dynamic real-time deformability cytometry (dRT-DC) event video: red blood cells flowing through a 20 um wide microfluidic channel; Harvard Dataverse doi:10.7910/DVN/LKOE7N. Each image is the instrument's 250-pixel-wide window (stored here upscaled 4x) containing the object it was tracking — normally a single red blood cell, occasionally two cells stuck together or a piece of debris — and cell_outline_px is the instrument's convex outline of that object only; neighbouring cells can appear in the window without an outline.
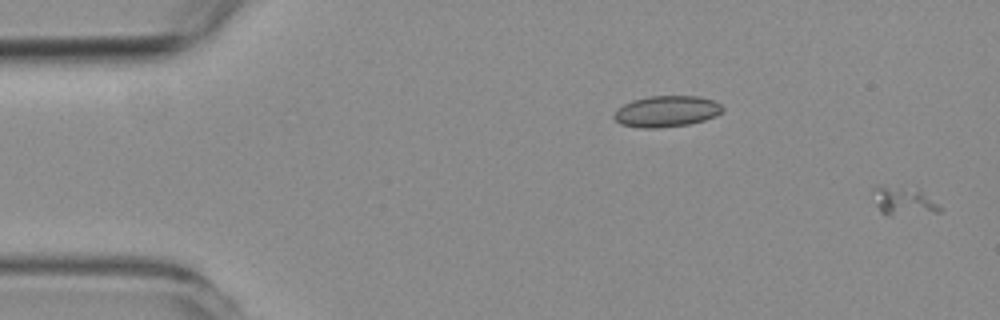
{"species": "common noctule bat (a hibernating species)", "species_latin": "Nyctalus noctula", "temperature_condition": "room temperature", "stored_images_in_passage": 58, "camera_frame_rate_fps": 3000, "um_per_image_px": 0.085, "animal": {"sex": "female", "body_mass_g": 19.3, "forearm_length_mm": 54.1}, "frame": {"image": 1, "passage_image": 1, "time_ms": 0.0, "image_size_px": [1000, 320], "cell_outline_px": [[944, 208], [940, 212], [892, 216], [888, 216], [880, 212], [876, 204], [872, 188], [876, 184], [880, 184], [920, 188]], "centroid_in_image_um": [76.82, 17.06], "position_along_channel_um": 8.2, "area_um2": 11.79}}
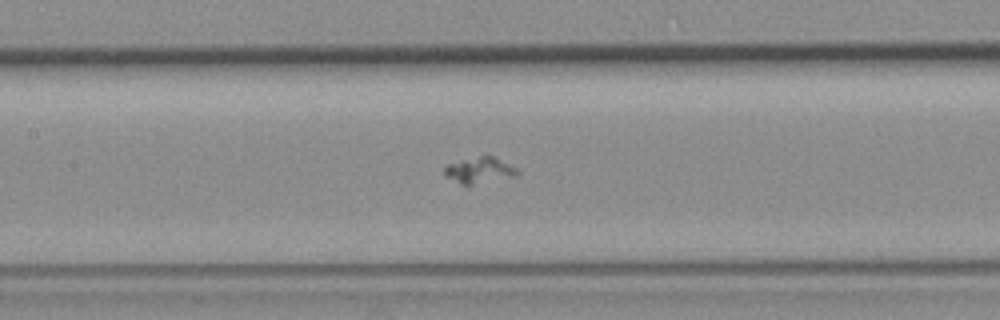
{"frame": {"image": 2, "passage_image": 26, "time_ms": 8.333, "image_size_px": [1000, 320], "cell_outline_px": [[520, 172], [516, 176], [468, 188], [444, 176], [444, 168], [448, 164], [460, 160], [480, 156], [492, 156], [516, 168]], "centroid_in_image_um": [40.73, 14.54], "position_along_channel_um": 166.7, "area_um2": 11.5}}
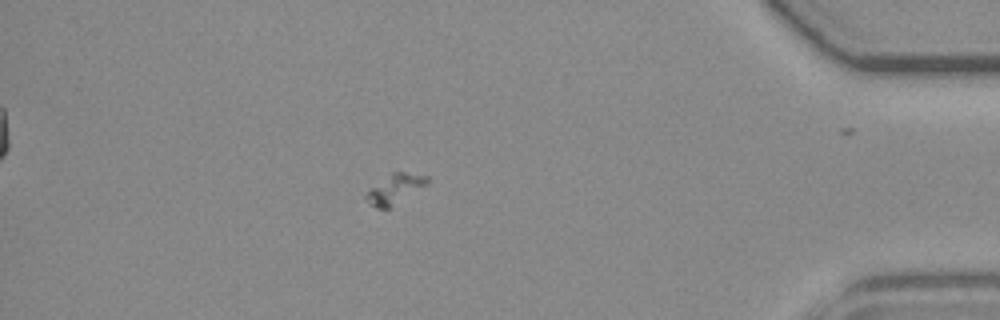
{"frame": {"image": 3, "passage_image": 50, "time_ms": 16.333, "image_size_px": [1000, 320], "cell_outline_px": [[428, 184], [392, 208], [376, 208], [368, 204], [364, 196], [372, 188], [392, 172], [404, 172], [428, 176]], "centroid_in_image_um": [33.59, 16.1], "position_along_channel_um": 401.6, "area_um2": 10.52}}